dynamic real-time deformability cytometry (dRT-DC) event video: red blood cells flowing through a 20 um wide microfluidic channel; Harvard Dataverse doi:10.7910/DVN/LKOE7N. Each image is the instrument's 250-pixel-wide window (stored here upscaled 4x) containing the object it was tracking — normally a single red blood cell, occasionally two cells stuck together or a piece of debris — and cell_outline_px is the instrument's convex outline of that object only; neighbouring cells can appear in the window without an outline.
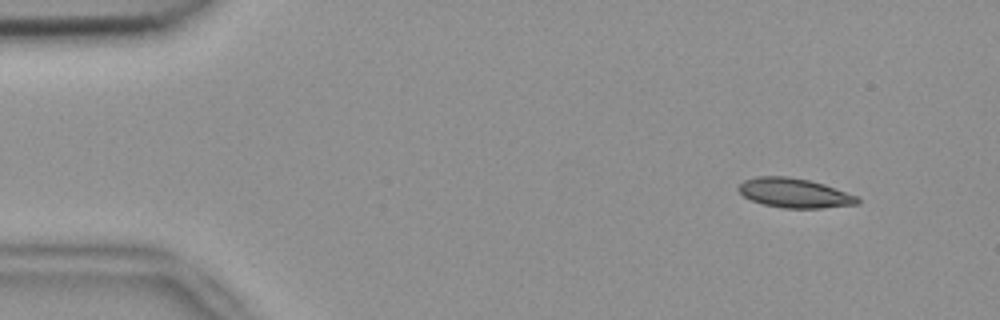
{"species": "common noctule bat (a hibernating species)", "species_latin": "Nyctalus noctula", "temperature_condition": "room temperature", "stored_images_in_passage": 53, "segment_of_instrument_passage": [1, 2], "camera_frame_rate_fps": 3000, "um_per_image_px": 0.085, "animal": {"sex": "female", "body_mass_g": 18.4}, "frame": {"image": 1, "passage_image": 4, "time_ms": 1.0, "image_size_px": [1000, 320], "cell_outline_px": [[860, 204], [820, 208], [784, 208], [764, 204], [752, 200], [744, 196], [736, 188], [744, 180], [756, 176], [788, 176], [808, 180], [824, 184], [856, 196], [860, 200]], "centroid_in_image_um": [67.51, 16.4], "position_along_channel_um": 17.5, "area_um2": 20.29}}
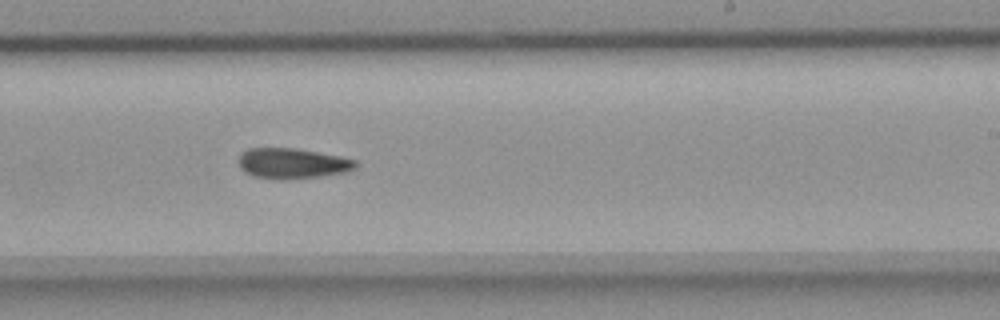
{"frame": {"image": 2, "passage_image": 31, "time_ms": 10.0, "image_size_px": [1000, 320], "cell_outline_px": [[356, 168], [348, 172], [320, 176], [280, 180], [252, 176], [244, 172], [240, 168], [240, 156], [248, 148], [296, 148], [340, 156], [356, 160]], "centroid_in_image_um": [24.86, 13.89], "position_along_channel_um": 264.1, "area_um2": 20.75}}
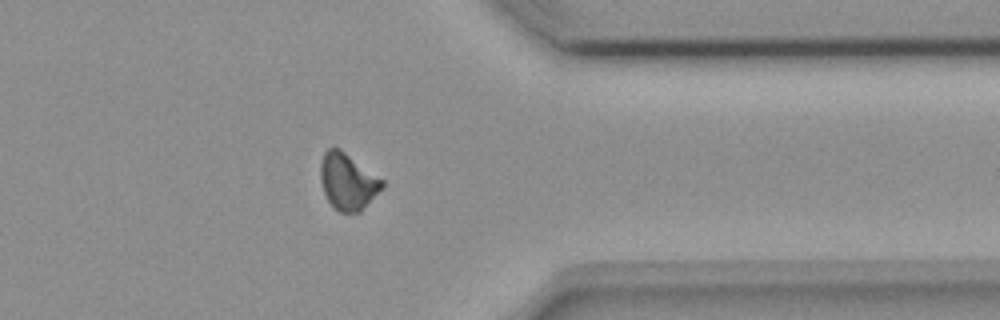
{"frame": {"image": 3, "passage_image": 41, "time_ms": 13.333, "image_size_px": [1000, 320], "cell_outline_px": [[384, 188], [360, 212], [340, 212], [328, 200], [324, 192], [320, 180], [320, 164], [324, 152], [328, 148], [340, 148], [384, 180]], "centroid_in_image_um": [29.57, 15.42], "position_along_channel_um": 381.8, "area_um2": 20.35}}